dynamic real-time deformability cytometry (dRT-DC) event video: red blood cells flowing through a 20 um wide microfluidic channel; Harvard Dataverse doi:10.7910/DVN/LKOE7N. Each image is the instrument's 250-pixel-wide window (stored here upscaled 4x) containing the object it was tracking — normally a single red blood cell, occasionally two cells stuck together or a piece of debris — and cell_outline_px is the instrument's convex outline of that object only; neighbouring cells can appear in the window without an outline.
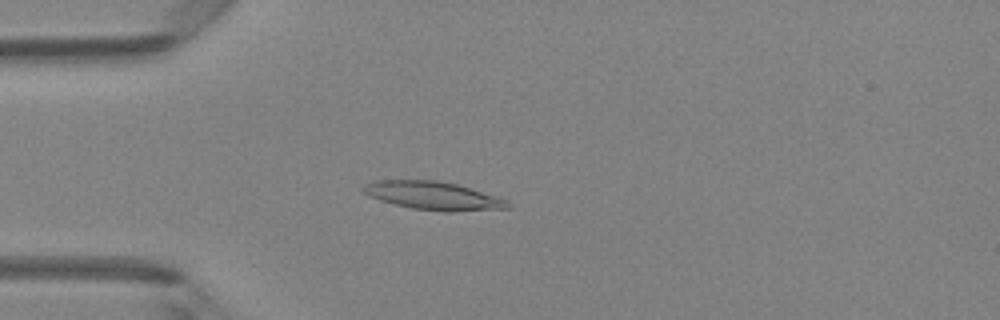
{"species": "Egyptian fruit bat (a non-hibernating species)", "species_latin": "Rousettus aegyptiacus", "temperature_condition": "room temperature", "stored_images_in_passage": 48, "camera_frame_rate_fps": 3000, "um_per_image_px": 0.085, "animal": {"sex": "female"}, "frame": {"image": 1, "passage_image": 13, "time_ms": 4.0, "image_size_px": [1000, 320], "cell_outline_px": [[512, 208], [452, 212], [444, 212], [412, 208], [380, 200], [368, 196], [360, 188], [364, 184], [376, 180], [436, 180], [460, 184], [508, 200], [512, 204]], "centroid_in_image_um": [36.87, 16.63], "position_along_channel_um": 48.1, "area_um2": 24.1}}
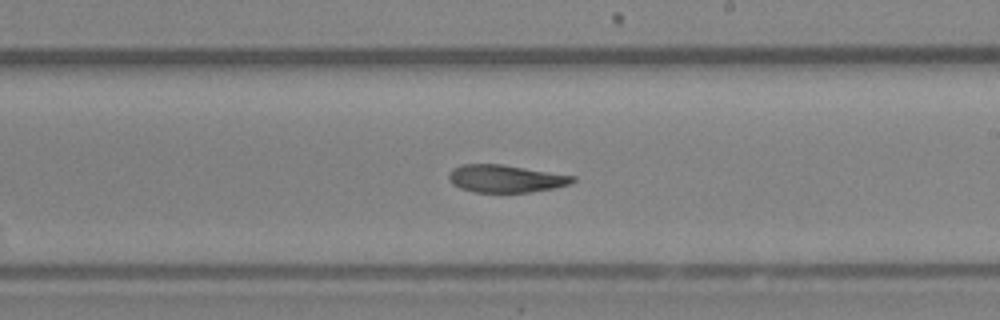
{"frame": {"image": 2, "passage_image": 28, "time_ms": 9.0, "image_size_px": [1000, 320], "cell_outline_px": [[576, 180], [572, 184], [556, 188], [528, 192], [476, 192], [460, 188], [452, 184], [448, 180], [448, 172], [452, 168], [460, 164], [500, 164], [576, 176]], "centroid_in_image_um": [42.97, 15.18], "position_along_channel_um": 246.0, "area_um2": 20.06}}
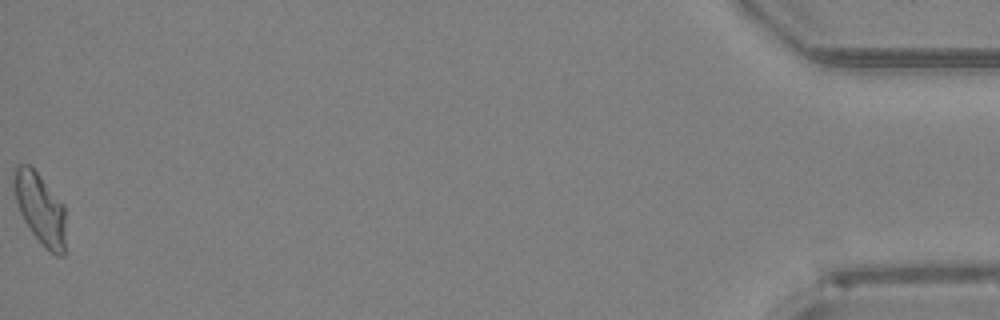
{"frame": {"image": 3, "passage_image": 48, "time_ms": 15.667, "image_size_px": [1000, 320], "cell_outline_px": [[64, 256], [56, 256], [32, 232], [24, 220], [20, 212], [16, 200], [12, 184], [12, 172], [16, 164], [28, 164], [36, 172], [64, 204]], "centroid_in_image_um": [3.38, 17.66], "position_along_channel_um": 431.8, "area_um2": 21.1}, "authors_computed_cell_mechanics": {"area_um2": 21.1548, "velocity_mm_per_s": 4.2524, "shape_relaxation_time_tau1_ms": null, "shape_relaxation_time_tau2_ms": 6.5446, "deformation_change_tau1": null, "deformation_change_tau2": 0.1414}}